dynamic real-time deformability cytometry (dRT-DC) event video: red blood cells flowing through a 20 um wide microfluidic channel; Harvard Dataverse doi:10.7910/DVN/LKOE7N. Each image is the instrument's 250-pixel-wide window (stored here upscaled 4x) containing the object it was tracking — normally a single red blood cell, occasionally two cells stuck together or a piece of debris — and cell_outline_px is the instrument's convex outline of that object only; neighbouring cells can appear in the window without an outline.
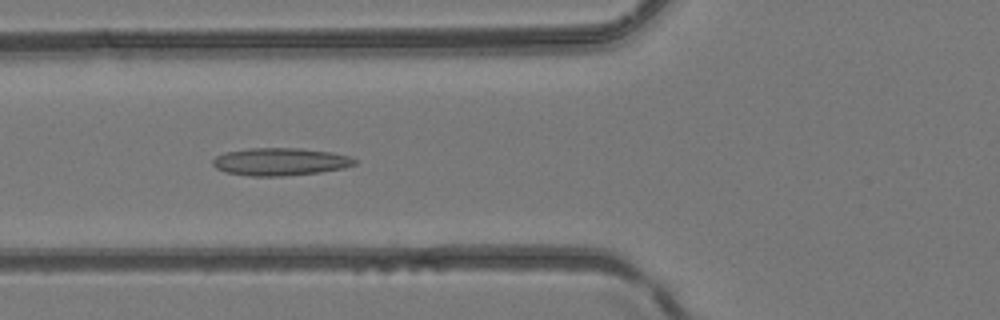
{"species": "common noctule bat (a hibernating species)", "species_latin": "Nyctalus noctula", "temperature_condition": "room temperature", "stored_images_in_passage": 49, "camera_frame_rate_fps": 3000, "um_per_image_px": 0.085, "animal": {"sex": "female", "body_mass_g": 24.6, "forearm_length_mm": 56.2}, "frame": {"image": 1, "passage_image": 19, "time_ms": 6.0, "image_size_px": [1000, 320], "cell_outline_px": [[356, 164], [344, 168], [320, 172], [284, 176], [248, 176], [224, 172], [216, 168], [212, 164], [212, 160], [216, 156], [224, 152], [248, 148], [300, 148], [332, 152], [352, 156], [356, 160]], "centroid_in_image_um": [23.81, 13.74], "position_along_channel_um": 102.0, "area_um2": 23.12}}
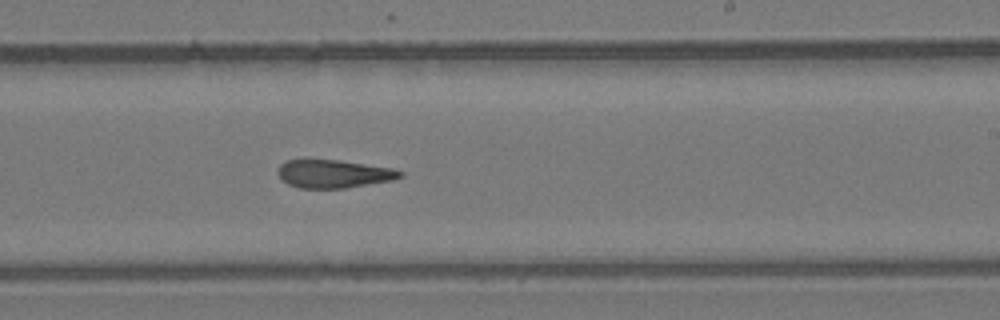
{"frame": {"image": 2, "passage_image": 30, "time_ms": 9.667, "image_size_px": [1000, 320], "cell_outline_px": [[404, 176], [392, 180], [344, 188], [300, 188], [288, 184], [276, 172], [280, 164], [288, 160], [340, 160], [392, 168], [404, 172]], "centroid_in_image_um": [28.38, 14.77], "position_along_channel_um": 260.6, "area_um2": 19.88}}
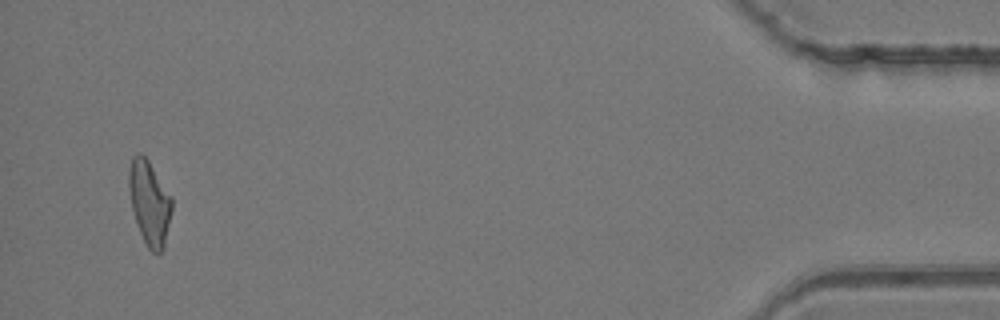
{"frame": {"image": 3, "passage_image": 47, "time_ms": 15.333, "image_size_px": [1000, 320], "cell_outline_px": [[172, 208], [164, 248], [160, 252], [152, 252], [148, 248], [140, 232], [132, 208], [128, 188], [128, 172], [132, 156], [136, 152], [140, 152], [148, 160], [172, 196]], "centroid_in_image_um": [12.7, 17.19], "position_along_channel_um": 422.5, "area_um2": 21.04}}